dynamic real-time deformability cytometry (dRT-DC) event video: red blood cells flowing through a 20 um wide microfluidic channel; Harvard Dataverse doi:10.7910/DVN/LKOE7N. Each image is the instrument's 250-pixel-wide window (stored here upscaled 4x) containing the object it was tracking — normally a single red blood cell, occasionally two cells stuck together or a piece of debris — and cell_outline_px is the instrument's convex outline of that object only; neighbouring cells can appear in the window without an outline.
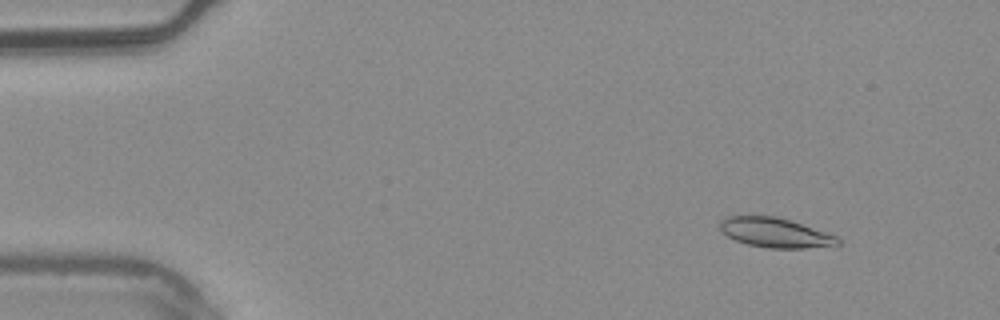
{"species": "common noctule bat (a hibernating species)", "species_latin": "Nyctalus noctula", "temperature_condition": "warm", "stored_images_in_passage": 54, "camera_frame_rate_fps": 3000, "um_per_image_px": 0.085, "animal": {"sex": "male", "body_mass_g": 20.4}, "frame": {"image": 1, "passage_image": 6, "time_ms": 1.667, "image_size_px": [1000, 320], "cell_outline_px": [[840, 244], [804, 248], [768, 248], [748, 244], [736, 240], [728, 236], [720, 228], [720, 220], [724, 216], [776, 216], [836, 236], [840, 240]], "centroid_in_image_um": [65.84, 19.77], "position_along_channel_um": 19.2, "area_um2": 19.88}}
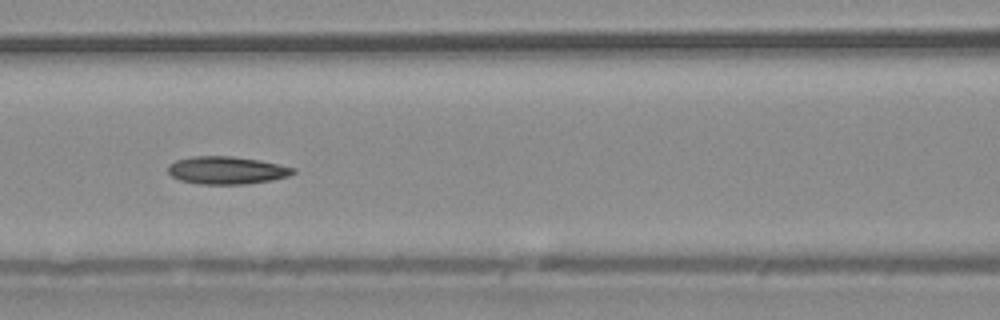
{"frame": {"image": 2, "passage_image": 24, "time_ms": 7.667, "image_size_px": [1000, 320], "cell_outline_px": [[296, 172], [288, 176], [272, 180], [244, 184], [200, 184], [180, 180], [172, 176], [168, 172], [168, 164], [176, 160], [192, 156], [232, 156], [260, 160], [296, 168]], "centroid_in_image_um": [19.27, 14.47], "position_along_channel_um": 147.3, "area_um2": 20.23}}
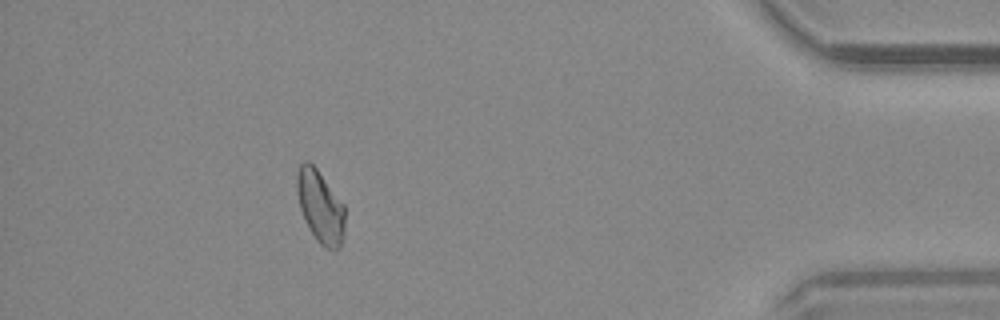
{"frame": {"image": 3, "passage_image": 49, "time_ms": 16.0, "image_size_px": [1000, 320], "cell_outline_px": [[344, 236], [340, 248], [336, 252], [332, 252], [324, 248], [316, 240], [300, 208], [296, 192], [296, 172], [300, 164], [304, 160], [308, 160], [316, 168], [344, 204]], "centroid_in_image_um": [27.23, 17.58], "position_along_channel_um": 408.0, "area_um2": 20.46}}